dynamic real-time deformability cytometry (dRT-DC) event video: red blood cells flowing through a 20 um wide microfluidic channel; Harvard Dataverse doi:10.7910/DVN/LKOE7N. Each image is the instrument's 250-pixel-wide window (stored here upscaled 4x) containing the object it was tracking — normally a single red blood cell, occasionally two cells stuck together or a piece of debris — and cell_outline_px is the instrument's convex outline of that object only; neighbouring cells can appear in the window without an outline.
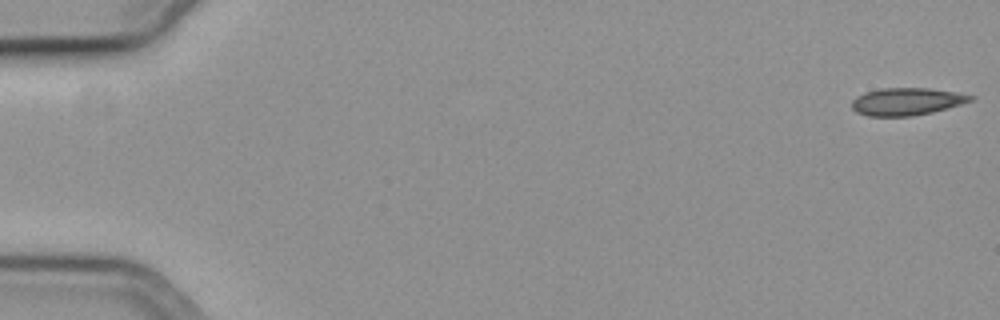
{"species": "common noctule bat (a hibernating species)", "species_latin": "Nyctalus noctula", "temperature_condition": "cold", "stored_images_in_passage": 13, "camera_frame_rate_fps": 3000, "um_per_image_px": 0.085, "animal": {"sex": "female", "body_mass_g": 19.3, "forearm_length_mm": 54.1}, "frame": {"image": 1, "passage_image": 1, "time_ms": 0.0, "image_size_px": [1000, 320], "cell_outline_px": [[976, 96], [972, 100], [960, 104], [932, 112], [912, 116], [868, 116], [856, 112], [852, 108], [852, 100], [856, 96], [864, 92], [884, 88], [928, 88]], "centroid_in_image_um": [77.02, 8.63], "position_along_channel_um": 8.0, "area_um2": 18.79}}